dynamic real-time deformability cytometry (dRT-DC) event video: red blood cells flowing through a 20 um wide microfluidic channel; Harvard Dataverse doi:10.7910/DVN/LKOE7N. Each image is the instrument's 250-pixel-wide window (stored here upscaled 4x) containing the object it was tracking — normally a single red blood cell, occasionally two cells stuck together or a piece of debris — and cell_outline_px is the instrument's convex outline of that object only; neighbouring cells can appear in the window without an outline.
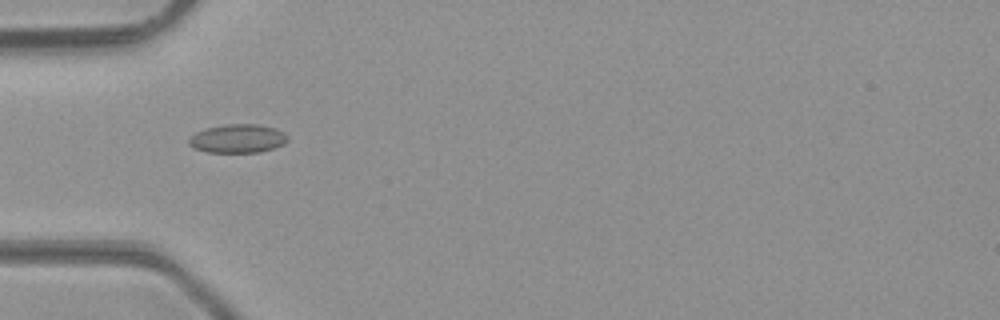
{"species": "common noctule bat (a hibernating species)", "species_latin": "Nyctalus noctula", "temperature_condition": "room temperature", "stored_images_in_passage": 35, "camera_frame_rate_fps": 3000, "um_per_image_px": 0.085, "animal": {"sex": "male", "body_mass_g": 23.1, "forearm_length_mm": 52.7}, "frame": {"image": 1, "passage_image": 2, "time_ms": 0.333, "image_size_px": [1000, 320], "cell_outline_px": [[288, 140], [284, 144], [260, 152], [208, 152], [192, 148], [188, 144], [188, 140], [196, 132], [204, 128], [224, 124], [256, 124], [276, 128], [284, 132], [288, 136]], "centroid_in_image_um": [20.2, 11.77], "position_along_channel_um": 64.8, "area_um2": 16.59}}
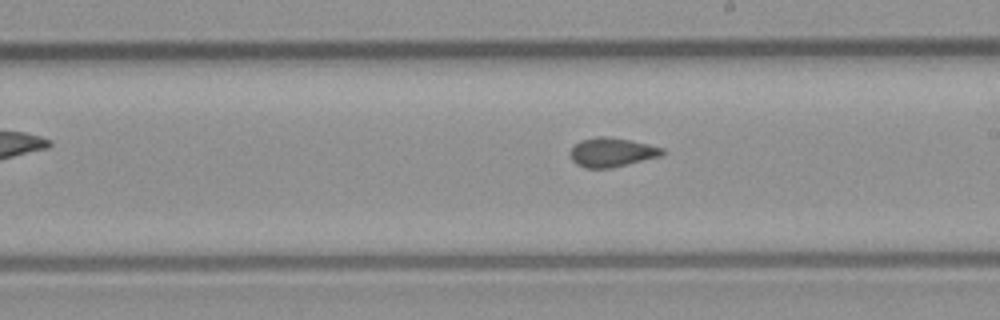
{"frame": {"image": 2, "passage_image": 14, "time_ms": 4.333, "image_size_px": [1000, 320], "cell_outline_px": [[664, 152], [660, 156], [608, 168], [584, 168], [576, 164], [572, 160], [568, 152], [580, 140], [596, 136], [604, 136], [628, 140], [648, 144], [664, 148]], "centroid_in_image_um": [51.95, 12.94], "position_along_channel_um": 237.1, "area_um2": 15.43}}
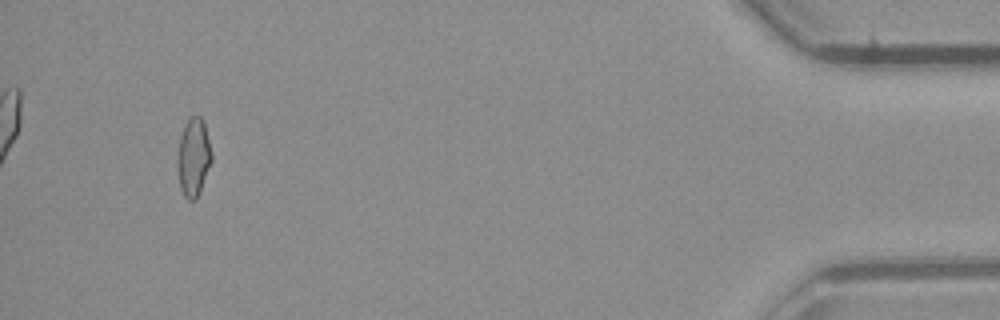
{"frame": {"image": 3, "passage_image": 32, "time_ms": 10.333, "image_size_px": [1000, 320], "cell_outline_px": [[212, 160], [200, 188], [196, 196], [192, 200], [188, 200], [184, 196], [180, 188], [176, 160], [180, 136], [184, 124], [192, 116], [200, 116], [204, 124], [212, 152]], "centroid_in_image_um": [16.42, 13.34], "position_along_channel_um": 418.8, "area_um2": 15.32}, "authors_computed_cell_mechanics": {"area_um2": 15.4326, "velocity_mm_per_s": 4.2958, "shape_relaxation_time_tau1_ms": null, "shape_relaxation_time_tau2_ms": 1.3968, "deformation_change_tau1": null, "deformation_change_tau2": 0.0691}}